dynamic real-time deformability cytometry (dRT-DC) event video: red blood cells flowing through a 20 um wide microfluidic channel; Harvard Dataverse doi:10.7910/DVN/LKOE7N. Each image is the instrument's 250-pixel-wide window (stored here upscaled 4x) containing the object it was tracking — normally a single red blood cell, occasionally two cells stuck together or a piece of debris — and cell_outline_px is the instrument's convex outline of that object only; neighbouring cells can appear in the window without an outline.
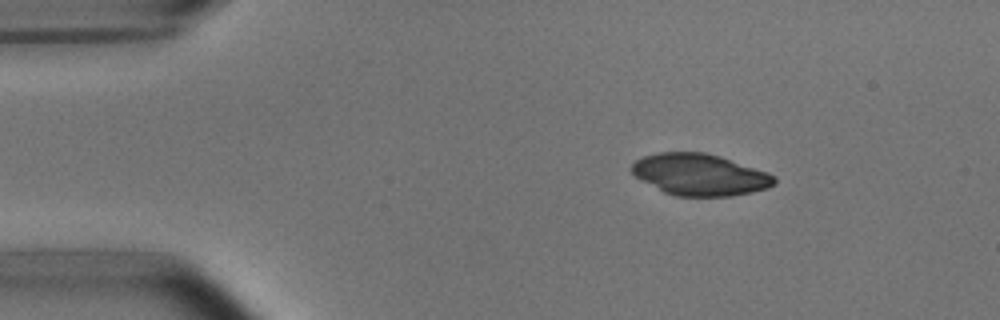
{"species": "common noctule bat (a hibernating species)", "species_latin": "Nyctalus noctula", "temperature_condition": "room temperature", "stored_images_in_passage": 45, "camera_frame_rate_fps": 3000, "um_per_image_px": 0.085, "animal": {"sex": "male", "body_mass_g": 15.6}, "frame": {"image": 1, "passage_image": 1, "time_ms": 0.0, "image_size_px": [1000, 320], "cell_outline_px": [[776, 184], [768, 188], [752, 192], [732, 196], [676, 196], [664, 192], [636, 176], [628, 168], [636, 160], [644, 156], [660, 152], [704, 152], [720, 156], [768, 172], [776, 176]], "centroid_in_image_um": [59.51, 14.84], "position_along_channel_um": 25.5, "area_um2": 34.56}}